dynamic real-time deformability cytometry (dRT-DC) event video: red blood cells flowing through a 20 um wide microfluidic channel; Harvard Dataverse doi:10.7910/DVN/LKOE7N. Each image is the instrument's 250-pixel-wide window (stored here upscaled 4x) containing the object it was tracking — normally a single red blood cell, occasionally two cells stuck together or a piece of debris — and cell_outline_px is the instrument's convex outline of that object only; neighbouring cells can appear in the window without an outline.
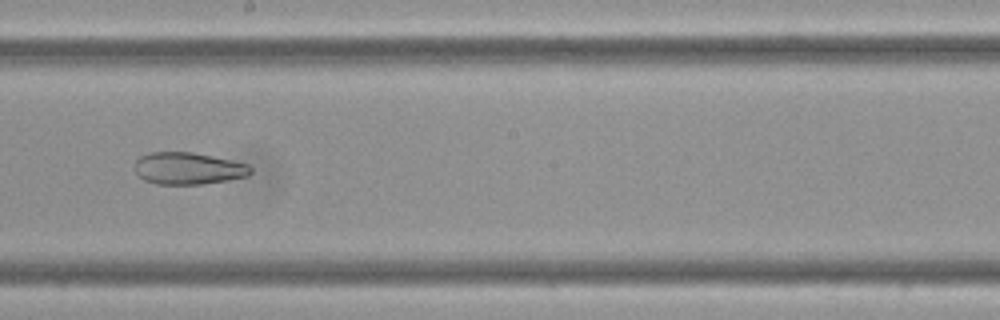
{"species": "Egyptian fruit bat (a non-hibernating species)", "species_latin": "Rousettus aegyptiacus", "temperature_condition": "cold", "stored_images_in_passage": 9, "camera_frame_rate_fps": 3000, "um_per_image_px": 0.085, "frame": {"image": 1, "passage_image": 8, "time_ms": 2.333, "image_size_px": [1000, 320], "cell_outline_px": [[252, 172], [248, 176], [204, 184], [156, 184], [144, 180], [136, 172], [136, 160], [140, 156], [148, 152], [192, 152], [232, 160], [248, 164], [252, 168]], "centroid_in_image_um": [16.01, 14.31], "position_along_channel_um": 232.2, "area_um2": 21.62}}